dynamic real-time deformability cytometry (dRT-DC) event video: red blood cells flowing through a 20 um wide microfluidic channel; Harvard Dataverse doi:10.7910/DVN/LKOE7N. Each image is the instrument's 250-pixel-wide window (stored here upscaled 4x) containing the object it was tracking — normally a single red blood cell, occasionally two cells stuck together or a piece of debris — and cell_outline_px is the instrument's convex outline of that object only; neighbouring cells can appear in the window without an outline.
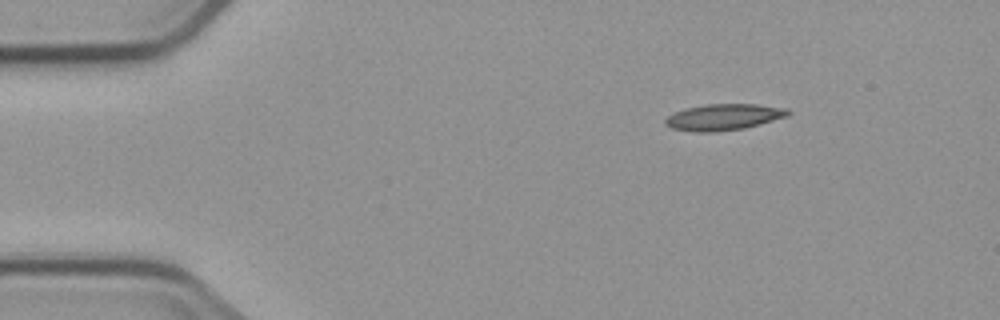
{"species": "common noctule bat (a hibernating species)", "species_latin": "Nyctalus noctula", "temperature_condition": "cold", "stored_images_in_passage": 4, "camera_frame_rate_fps": 3000, "um_per_image_px": 0.085, "animal": {"sex": "male", "body_mass_g": 23.1, "forearm_length_mm": 52.7}, "frame": {"image": 1, "passage_image": 1, "time_ms": 0.0, "image_size_px": [1000, 320], "cell_outline_px": [[792, 112], [788, 116], [760, 124], [744, 128], [716, 132], [696, 132], [672, 128], [664, 124], [664, 120], [668, 116], [676, 112], [688, 108], [708, 104], [756, 104], [788, 108]], "centroid_in_image_um": [61.55, 9.95], "position_along_channel_um": 23.4, "area_um2": 18.73}}
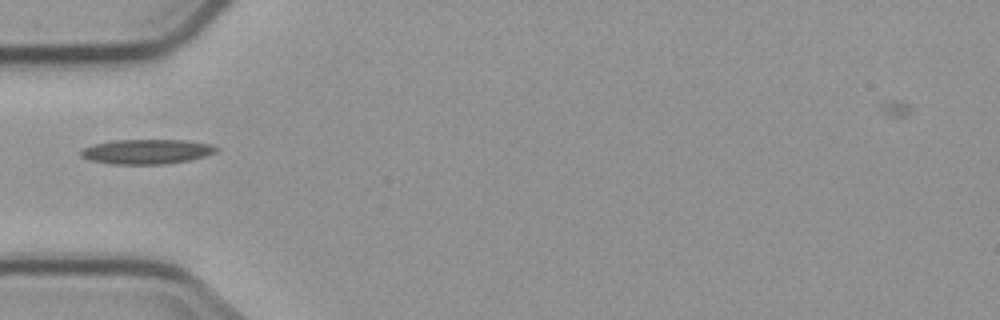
{"frame": {"image": 2, "passage_image": 4, "time_ms": 3.333, "image_size_px": [1000, 320], "cell_outline_px": [[220, 148], [216, 152], [204, 156], [188, 160], [164, 164], [116, 164], [92, 160], [80, 156], [80, 152], [84, 148], [92, 144], [112, 140], [184, 140], [212, 144]], "centroid_in_image_um": [12.49, 12.87], "position_along_channel_um": 72.5, "area_um2": 19.42}}